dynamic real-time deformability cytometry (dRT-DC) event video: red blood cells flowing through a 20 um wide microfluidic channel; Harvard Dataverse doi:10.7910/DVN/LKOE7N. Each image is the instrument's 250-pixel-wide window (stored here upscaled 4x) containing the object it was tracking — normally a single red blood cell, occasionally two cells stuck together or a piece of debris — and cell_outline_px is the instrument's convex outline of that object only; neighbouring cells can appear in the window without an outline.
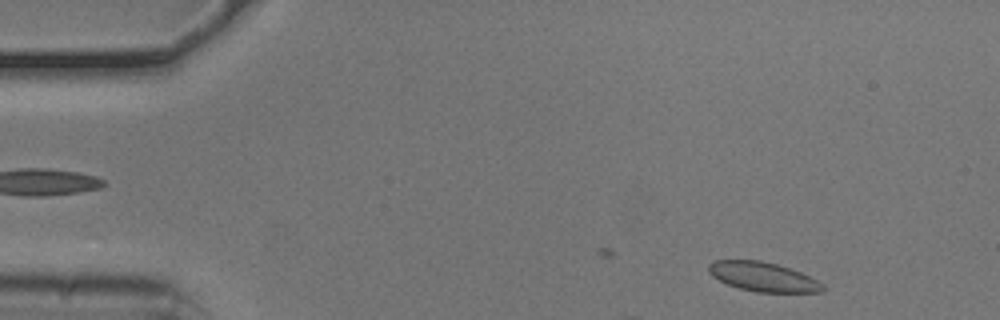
{"species": "common noctule bat (a hibernating species)", "species_latin": "Nyctalus noctula", "temperature_condition": "cold", "stored_images_in_passage": 11, "camera_frame_rate_fps": 3000, "um_per_image_px": 0.085, "animal": {"sex": "male", "body_mass_g": 20.5, "forearm_length_mm": 52.5}, "frame": {"image": 1, "passage_image": 3, "time_ms": 0.667, "image_size_px": [1000, 320], "cell_outline_px": [[824, 292], [756, 292], [740, 288], [728, 284], [712, 276], [708, 272], [708, 264], [716, 260], [760, 260], [776, 264], [800, 272], [824, 284]], "centroid_in_image_um": [64.85, 23.53], "position_along_channel_um": 20.2, "area_um2": 19.31}}